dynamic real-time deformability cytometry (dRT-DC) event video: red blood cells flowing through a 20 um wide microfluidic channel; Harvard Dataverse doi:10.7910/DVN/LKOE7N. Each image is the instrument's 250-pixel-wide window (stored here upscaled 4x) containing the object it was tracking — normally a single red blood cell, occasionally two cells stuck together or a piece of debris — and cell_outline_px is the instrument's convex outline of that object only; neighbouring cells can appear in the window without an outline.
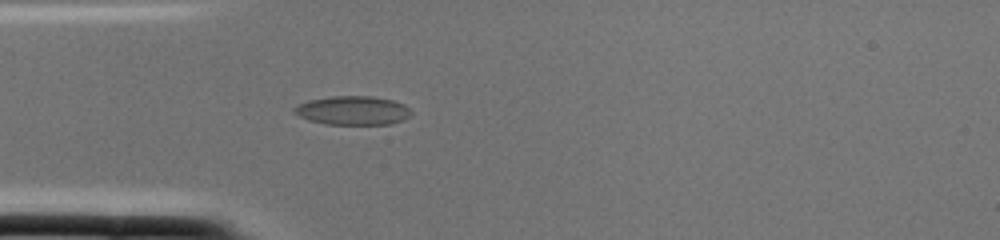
{"species": "common noctule bat (a hibernating species)", "species_latin": "Nyctalus noctula", "temperature_condition": "cold", "stored_images_in_passage": 1, "camera_frame_rate_fps": 3000, "um_per_image_px": 0.085, "animal": {"sex": "female", "body_mass_g": 22.0, "forearm_length_mm": 56.7}, "frame": {"image": 1, "passage_image": 1, "time_ms": 0.0, "image_size_px": [1000, 240], "cell_outline_px": [[412, 112], [408, 116], [392, 124], [324, 124], [308, 120], [292, 112], [292, 108], [296, 104], [308, 100], [332, 96], [372, 96], [392, 100], [404, 104]], "centroid_in_image_um": [29.92, 9.38], "position_along_channel_um": 55.1, "area_um2": 19.71}}